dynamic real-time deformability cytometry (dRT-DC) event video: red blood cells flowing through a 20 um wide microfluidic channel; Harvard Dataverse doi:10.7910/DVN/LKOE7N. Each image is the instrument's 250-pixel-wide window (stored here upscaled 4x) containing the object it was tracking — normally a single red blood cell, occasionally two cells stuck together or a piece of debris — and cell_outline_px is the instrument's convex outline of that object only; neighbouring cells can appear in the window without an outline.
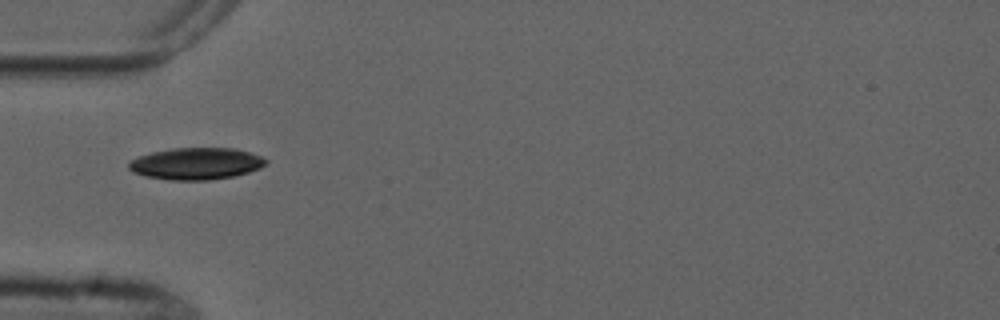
{"species": "common noctule bat (a hibernating species)", "species_latin": "Nyctalus noctula", "temperature_condition": "cold", "stored_images_in_passage": 4, "camera_frame_rate_fps": 3000, "um_per_image_px": 0.085, "animal": {"sex": "male", "forearm_length_mm": 52.5}, "frame": {"image": 1, "passage_image": 1, "time_ms": 0.0, "image_size_px": [1000, 320], "cell_outline_px": [[268, 164], [260, 168], [248, 172], [232, 176], [208, 180], [172, 180], [144, 176], [132, 172], [128, 168], [128, 164], [136, 156], [152, 152], [172, 148], [236, 148], [260, 156], [268, 160]], "centroid_in_image_um": [16.66, 13.9], "position_along_channel_um": 68.3, "area_um2": 25.49}}
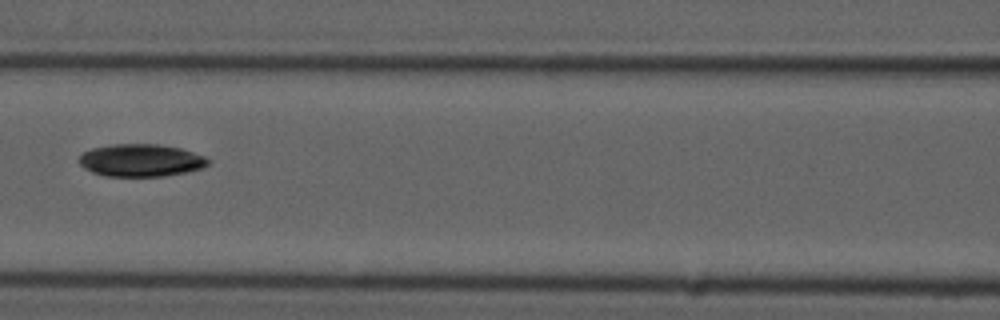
{"frame": {"image": 2, "passage_image": 3, "time_ms": 2.333, "image_size_px": [1000, 320], "cell_outline_px": [[212, 160], [204, 168], [188, 172], [164, 176], [104, 176], [92, 172], [84, 168], [76, 160], [84, 152], [92, 148], [112, 144], [160, 144], [180, 148], [204, 156]], "centroid_in_image_um": [11.99, 13.63], "position_along_channel_um": 154.6, "area_um2": 24.68}}
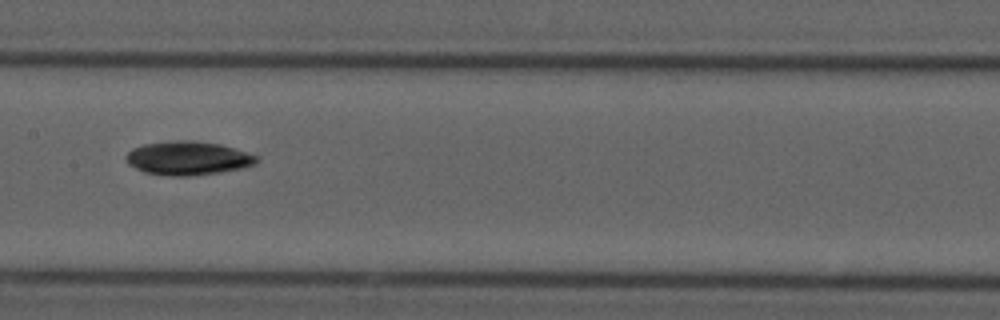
{"frame": {"image": 3, "passage_image": 4, "time_ms": 3.333, "image_size_px": [1000, 320], "cell_outline_px": [[260, 160], [256, 164], [244, 168], [220, 172], [188, 176], [172, 176], [144, 172], [128, 164], [124, 160], [124, 156], [132, 148], [144, 144], [176, 140], [192, 140], [220, 144], [260, 156]], "centroid_in_image_um": [15.99, 13.44], "position_along_channel_um": 191.4, "area_um2": 25.89}}